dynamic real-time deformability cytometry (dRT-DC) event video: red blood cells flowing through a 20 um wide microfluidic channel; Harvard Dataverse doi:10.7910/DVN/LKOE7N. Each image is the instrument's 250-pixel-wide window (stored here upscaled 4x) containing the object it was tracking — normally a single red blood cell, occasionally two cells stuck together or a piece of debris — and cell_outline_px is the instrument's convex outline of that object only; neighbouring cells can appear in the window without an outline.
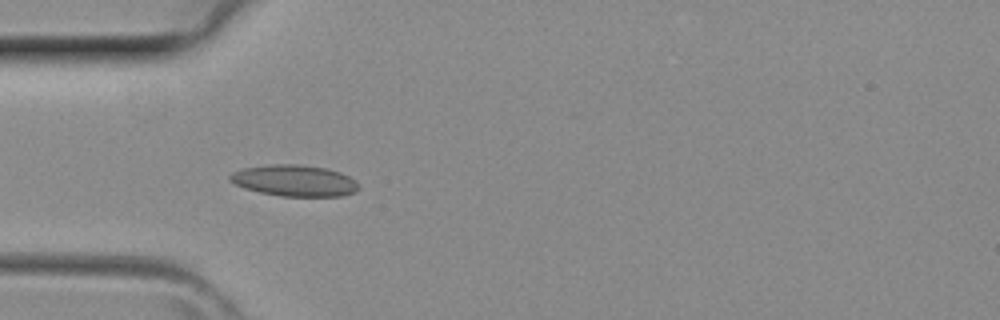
{"species": "common noctule bat (a hibernating species)", "species_latin": "Nyctalus noctula", "temperature_condition": "room temperature", "stored_images_in_passage": 4, "camera_frame_rate_fps": 3000, "um_per_image_px": 0.085, "animal": {"sex": "female", "body_mass_g": 29.2, "forearm_length_mm": 56.3}, "frame": {"image": 1, "passage_image": 3, "time_ms": 0.667, "image_size_px": [1000, 320], "cell_outline_px": [[360, 188], [356, 192], [340, 196], [280, 196], [260, 192], [244, 188], [228, 180], [228, 176], [232, 172], [244, 168], [272, 164], [300, 164], [328, 168], [340, 172], [348, 176]], "centroid_in_image_um": [25.01, 15.35], "position_along_channel_um": 60.0, "area_um2": 23.47}}
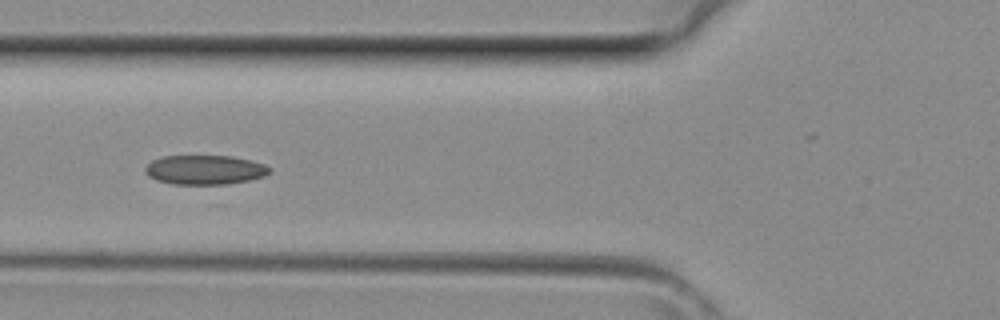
{"frame": {"image": 2, "passage_image": 4, "time_ms": 1.0, "image_size_px": [1000, 320], "cell_outline_px": [[272, 172], [264, 176], [248, 180], [228, 184], [172, 184], [156, 180], [148, 176], [144, 172], [144, 168], [152, 160], [164, 156], [232, 156], [252, 160], [264, 164], [272, 168]], "centroid_in_image_um": [17.42, 14.43], "position_along_channel_um": 108.4, "area_um2": 21.44}}